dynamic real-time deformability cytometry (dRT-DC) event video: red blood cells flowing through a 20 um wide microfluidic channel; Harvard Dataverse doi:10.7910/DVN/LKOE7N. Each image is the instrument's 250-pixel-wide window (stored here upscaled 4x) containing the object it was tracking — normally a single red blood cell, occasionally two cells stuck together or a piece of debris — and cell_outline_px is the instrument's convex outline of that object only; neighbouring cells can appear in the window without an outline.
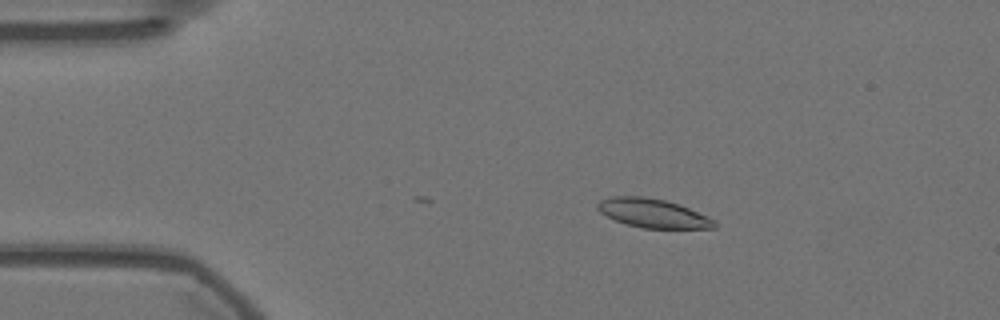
{"species": "Egyptian fruit bat (a non-hibernating species)", "species_latin": "Rousettus aegyptiacus", "temperature_condition": "warm", "stored_images_in_passage": 36, "camera_frame_rate_fps": 3000, "um_per_image_px": 0.085, "animal": {"sex": "female"}, "frame": {"image": 1, "passage_image": 2, "time_ms": 0.333, "image_size_px": [1000, 320], "cell_outline_px": [[716, 228], [640, 228], [616, 220], [600, 212], [596, 208], [596, 204], [600, 200], [612, 196], [644, 196], [664, 200], [688, 208], [708, 216], [716, 220]], "centroid_in_image_um": [55.49, 18.12], "position_along_channel_um": 29.5, "area_um2": 19.54}}
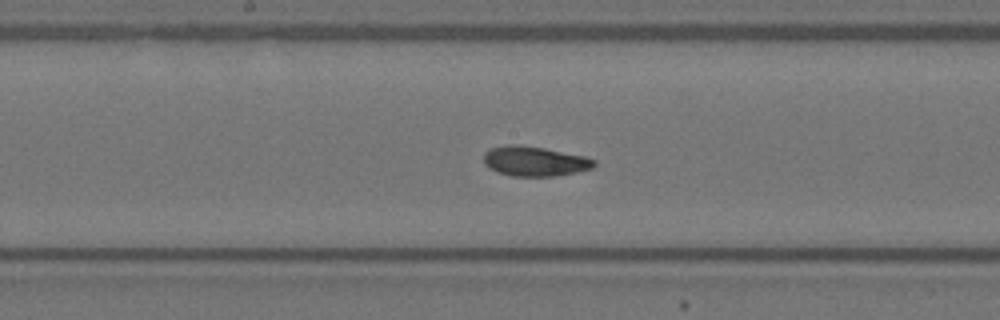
{"frame": {"image": 2, "passage_image": 21, "time_ms": 6.667, "image_size_px": [1000, 320], "cell_outline_px": [[596, 164], [592, 168], [576, 172], [556, 176], [512, 176], [496, 172], [488, 168], [484, 164], [484, 152], [492, 148], [504, 144], [516, 144], [544, 148], [584, 156], [596, 160]], "centroid_in_image_um": [45.42, 13.7], "position_along_channel_um": 202.8, "area_um2": 19.31}}
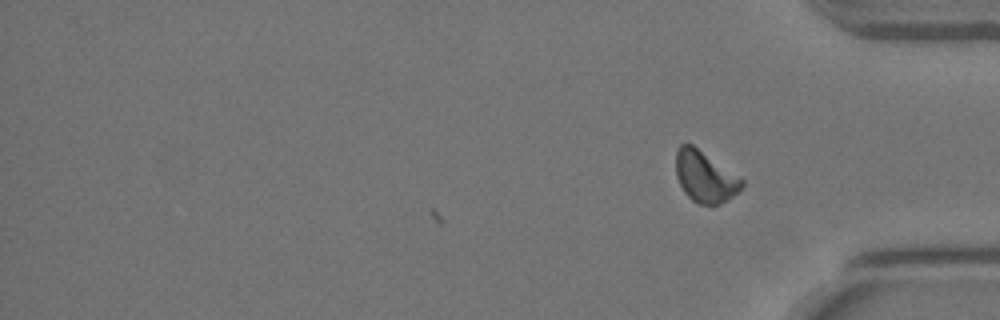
{"frame": {"image": 3, "passage_image": 36, "time_ms": 11.667, "image_size_px": [1000, 320], "cell_outline_px": [[744, 184], [732, 196], [720, 204], [696, 204], [684, 192], [676, 176], [676, 152], [680, 144], [692, 144], [740, 176], [744, 180]], "centroid_in_image_um": [59.92, 15.01], "position_along_channel_um": 375.3, "area_um2": 19.59}, "authors_computed_cell_mechanics": {"area_um2": 19.3052, "velocity_mm_per_s": 3.5624, "shape_relaxation_time_tau1_ms": 4.0423, "shape_relaxation_time_tau2_ms": 2.6585, "deformation_change_tau1": 0.0921, "deformation_change_tau2": 0.0729}}